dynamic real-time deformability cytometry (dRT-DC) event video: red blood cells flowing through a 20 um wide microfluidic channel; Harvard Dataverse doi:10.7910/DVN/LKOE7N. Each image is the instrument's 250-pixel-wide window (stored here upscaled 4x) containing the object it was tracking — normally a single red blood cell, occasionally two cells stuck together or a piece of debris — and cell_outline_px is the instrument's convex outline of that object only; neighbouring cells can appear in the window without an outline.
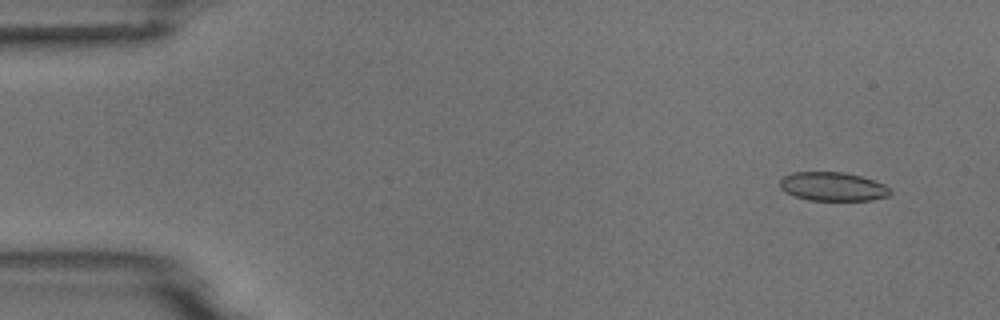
{"species": "common noctule bat (a hibernating species)", "species_latin": "Nyctalus noctula", "temperature_condition": "room temperature", "stored_images_in_passage": 5, "camera_frame_rate_fps": 3000, "um_per_image_px": 0.085, "animal": {"sex": "male", "body_mass_g": 18.8}, "frame": {"image": 1, "passage_image": 2, "time_ms": 1.0, "image_size_px": [1000, 320], "cell_outline_px": [[892, 192], [888, 196], [872, 200], [808, 200], [792, 196], [784, 192], [780, 188], [780, 180], [784, 176], [792, 172], [844, 172], [860, 176], [884, 184], [892, 188]], "centroid_in_image_um": [70.77, 15.86], "position_along_channel_um": 14.2, "area_um2": 18.67}}
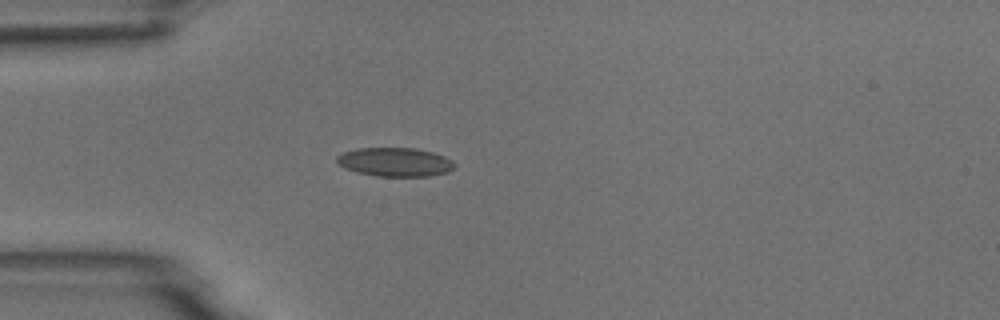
{"frame": {"image": 2, "passage_image": 5, "time_ms": 4.667, "image_size_px": [1000, 320], "cell_outline_px": [[456, 168], [448, 172], [428, 176], [376, 176], [356, 172], [344, 168], [336, 160], [336, 156], [344, 152], [356, 148], [416, 148], [432, 152], [444, 156], [452, 160], [456, 164]], "centroid_in_image_um": [33.6, 13.77], "position_along_channel_um": 51.4, "area_um2": 19.88}}